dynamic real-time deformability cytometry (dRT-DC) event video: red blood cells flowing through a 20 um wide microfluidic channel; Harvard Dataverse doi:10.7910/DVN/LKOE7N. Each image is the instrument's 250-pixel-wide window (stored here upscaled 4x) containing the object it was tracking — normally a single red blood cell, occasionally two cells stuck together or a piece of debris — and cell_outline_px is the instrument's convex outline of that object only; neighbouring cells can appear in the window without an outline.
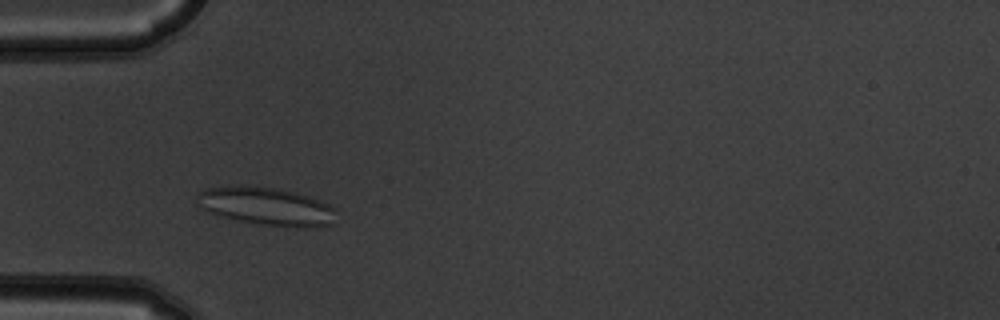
{"species": "common noctule bat (a hibernating species)", "species_latin": "Nyctalus noctula", "temperature_condition": "warm", "stored_images_in_passage": 3, "camera_frame_rate_fps": 3000, "um_per_image_px": 0.085, "animal": {"sex": "male", "body_mass_g": 19.5, "forearm_length_mm": 54.6}, "frame": {"image": 1, "passage_image": 2, "time_ms": 0.333, "image_size_px": [1000, 320], "cell_outline_px": [[336, 208], [332, 224], [312, 228], [296, 228], [256, 224], [220, 216], [200, 208], [196, 192], [208, 188], [236, 184], [244, 184], [276, 188], [296, 192], [312, 196]], "centroid_in_image_um": [22.65, 17.52], "position_along_channel_um": 62.4, "area_um2": 31.56}}
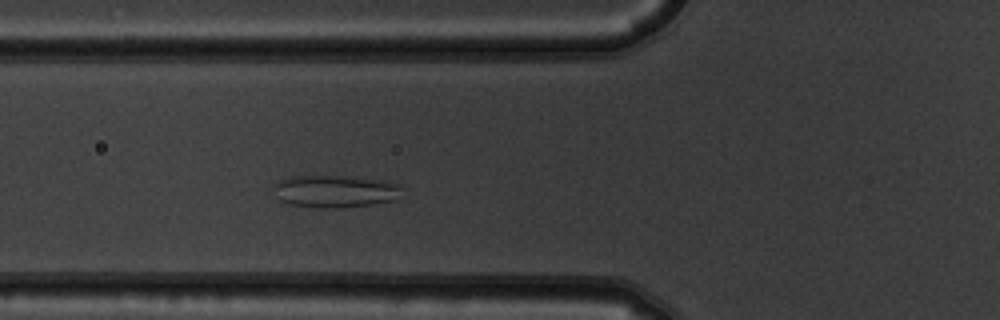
{"frame": {"image": 2, "passage_image": 3, "time_ms": 0.667, "image_size_px": [1000, 320], "cell_outline_px": [[404, 188], [396, 200], [372, 204], [340, 208], [316, 208], [288, 204], [280, 200], [276, 188], [276, 184], [280, 180], [288, 176], [344, 176], [388, 180], [404, 184]], "centroid_in_image_um": [28.6, 16.25], "position_along_channel_um": 97.2, "area_um2": 24.51}}